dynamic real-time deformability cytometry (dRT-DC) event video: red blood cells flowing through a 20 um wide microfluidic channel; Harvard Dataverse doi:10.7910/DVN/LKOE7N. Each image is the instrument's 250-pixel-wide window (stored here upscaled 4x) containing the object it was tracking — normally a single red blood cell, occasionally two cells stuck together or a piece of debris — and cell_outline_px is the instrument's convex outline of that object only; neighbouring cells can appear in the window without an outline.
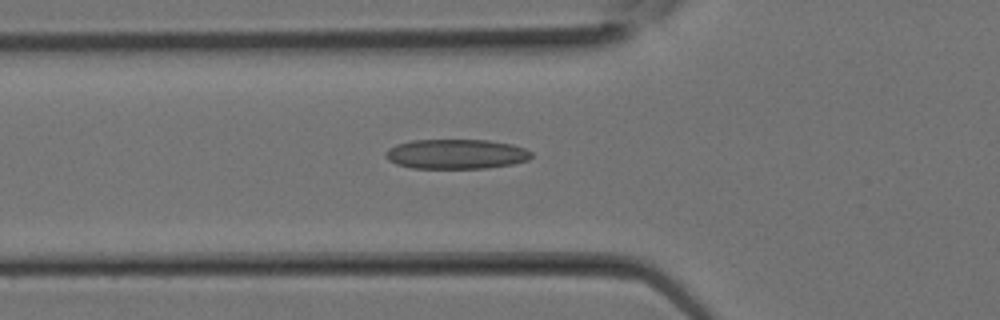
{"species": "Egyptian fruit bat (a non-hibernating species)", "species_latin": "Rousettus aegyptiacus", "temperature_condition": "room temperature", "stored_images_in_passage": 12, "camera_frame_rate_fps": 3000, "um_per_image_px": 0.085, "animal": {"sex": "female"}, "frame": {"image": 1, "passage_image": 10, "time_ms": 3.0, "image_size_px": [1000, 320], "cell_outline_px": [[532, 156], [528, 160], [512, 164], [488, 168], [412, 168], [396, 164], [388, 160], [384, 152], [388, 148], [396, 144], [412, 140], [488, 140], [512, 144], [524, 148], [532, 152]], "centroid_in_image_um": [38.76, 13.09], "position_along_channel_um": 87.0, "area_um2": 25.37}}
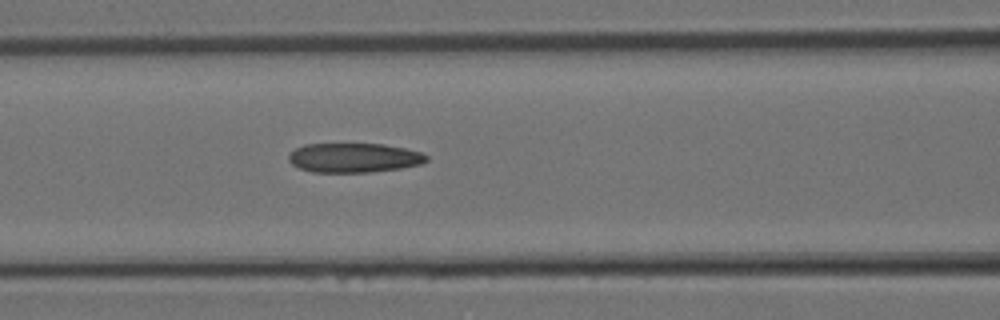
{"frame": {"image": 2, "passage_image": 12, "time_ms": 3.667, "image_size_px": [1000, 320], "cell_outline_px": [[428, 160], [420, 164], [400, 168], [372, 172], [312, 172], [300, 168], [292, 164], [288, 160], [288, 156], [296, 148], [304, 144], [384, 144], [404, 148], [420, 152], [428, 156]], "centroid_in_image_um": [30.08, 13.41], "position_along_channel_um": 136.5, "area_um2": 23.52}}